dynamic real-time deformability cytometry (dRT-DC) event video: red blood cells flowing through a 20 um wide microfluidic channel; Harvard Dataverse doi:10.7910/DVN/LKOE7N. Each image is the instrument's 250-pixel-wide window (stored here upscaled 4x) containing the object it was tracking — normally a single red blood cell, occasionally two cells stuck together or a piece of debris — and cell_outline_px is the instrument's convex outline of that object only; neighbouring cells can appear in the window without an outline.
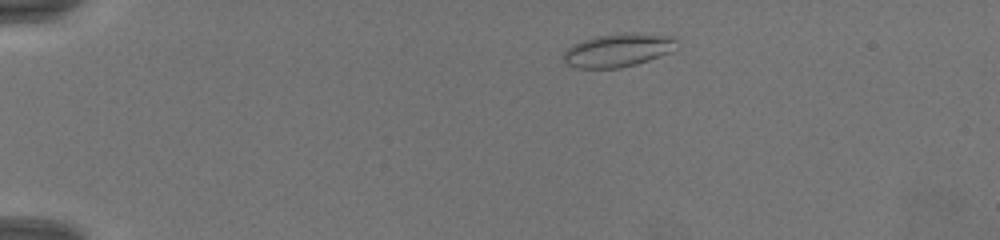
{"species": "common noctule bat (a hibernating species)", "species_latin": "Nyctalus noctula", "temperature_condition": "warm", "stored_images_in_passage": 57, "camera_frame_rate_fps": 3000, "um_per_image_px": 0.085, "animal": {"sex": "female", "body_mass_g": 19.5, "forearm_length_mm": 54.1}, "frame": {"image": 1, "passage_image": 2, "time_ms": 0.333, "image_size_px": [1000, 240], "cell_outline_px": [[676, 40], [668, 52], [648, 60], [636, 64], [620, 68], [576, 68], [568, 64], [560, 56], [572, 44], [596, 36], [624, 32], [636, 32], [676, 36]], "centroid_in_image_um": [52.48, 4.25], "position_along_channel_um": 32.5, "area_um2": 21.91}}
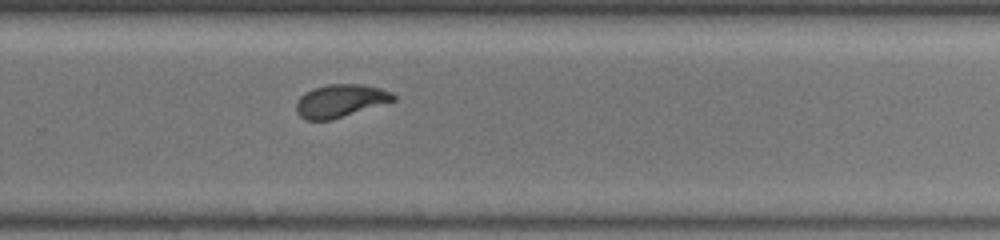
{"frame": {"image": 2, "passage_image": 36, "time_ms": 11.667, "image_size_px": [1000, 240], "cell_outline_px": [[396, 100], [332, 120], [304, 120], [296, 112], [296, 100], [304, 92], [312, 88], [328, 84], [364, 84], [380, 88], [392, 92], [396, 96]], "centroid_in_image_um": [28.91, 8.56], "position_along_channel_um": 300.9, "area_um2": 18.84}}
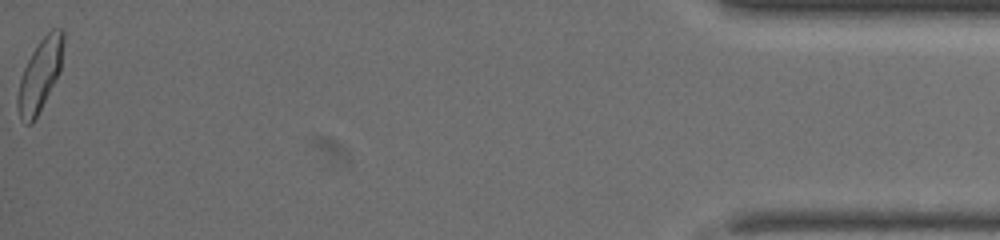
{"frame": {"image": 3, "passage_image": 57, "time_ms": 18.667, "image_size_px": [1000, 240], "cell_outline_px": [[64, 40], [60, 72], [56, 80], [32, 124], [24, 124], [20, 120], [16, 108], [16, 100], [20, 80], [24, 68], [32, 52], [40, 40], [52, 28], [64, 28]], "centroid_in_image_um": [3.39, 6.39], "position_along_channel_um": 431.8, "area_um2": 19.25}}